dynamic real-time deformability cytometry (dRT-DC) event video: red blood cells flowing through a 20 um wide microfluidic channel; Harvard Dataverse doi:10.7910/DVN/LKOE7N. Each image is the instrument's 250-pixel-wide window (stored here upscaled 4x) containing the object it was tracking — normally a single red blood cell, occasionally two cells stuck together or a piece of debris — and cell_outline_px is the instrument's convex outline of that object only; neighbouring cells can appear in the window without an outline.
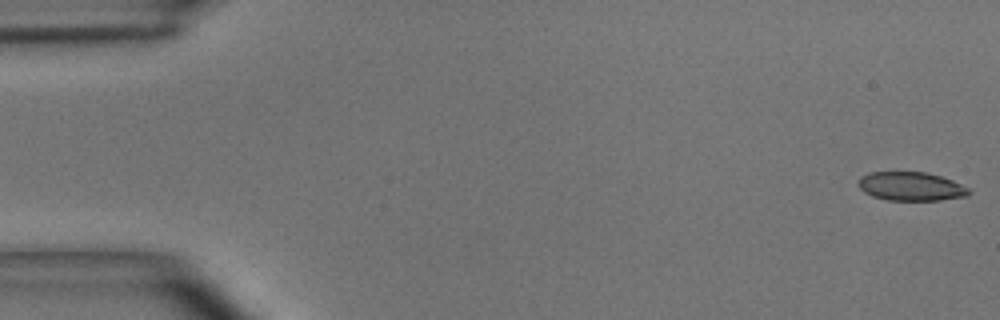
{"species": "common noctule bat (a hibernating species)", "species_latin": "Nyctalus noctula", "temperature_condition": "room temperature", "stored_images_in_passage": 46, "camera_frame_rate_fps": 3000, "um_per_image_px": 0.085, "animal": {"sex": "male", "body_mass_g": 15.6}, "frame": {"image": 1, "passage_image": 1, "time_ms": 0.0, "image_size_px": [1000, 320], "cell_outline_px": [[972, 192], [968, 196], [940, 200], [888, 200], [872, 196], [864, 192], [856, 184], [856, 180], [860, 176], [868, 172], [924, 172], [940, 176], [952, 180], [968, 188]], "centroid_in_image_um": [77.39, 15.84], "position_along_channel_um": 7.6, "area_um2": 18.67}}
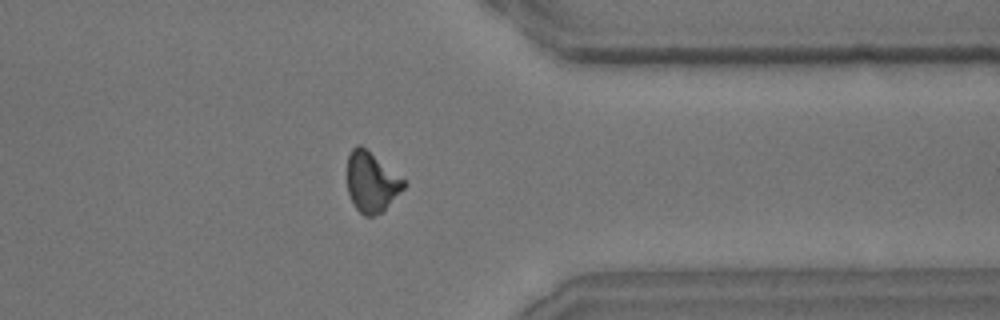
{"frame": {"image": 2, "passage_image": 39, "time_ms": 12.667, "image_size_px": [1000, 320], "cell_outline_px": [[408, 184], [384, 212], [372, 216], [364, 216], [356, 208], [348, 192], [348, 156], [352, 148], [356, 144], [360, 144], [404, 180]], "centroid_in_image_um": [31.59, 15.51], "position_along_channel_um": 379.8, "area_um2": 19.65}}
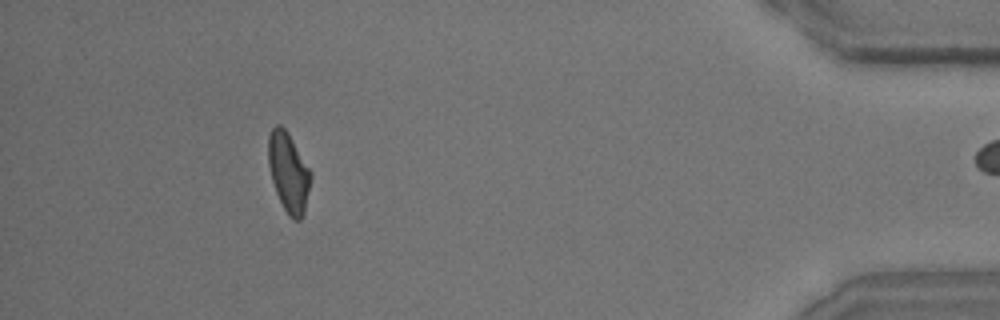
{"frame": {"image": 3, "passage_image": 45, "time_ms": 14.667, "image_size_px": [1000, 320], "cell_outline_px": [[312, 176], [304, 212], [300, 220], [292, 220], [288, 216], [276, 192], [272, 180], [268, 164], [268, 136], [272, 128], [276, 124], [280, 124], [288, 132], [312, 172]], "centroid_in_image_um": [24.53, 14.63], "position_along_channel_um": 410.7, "area_um2": 19.71}}